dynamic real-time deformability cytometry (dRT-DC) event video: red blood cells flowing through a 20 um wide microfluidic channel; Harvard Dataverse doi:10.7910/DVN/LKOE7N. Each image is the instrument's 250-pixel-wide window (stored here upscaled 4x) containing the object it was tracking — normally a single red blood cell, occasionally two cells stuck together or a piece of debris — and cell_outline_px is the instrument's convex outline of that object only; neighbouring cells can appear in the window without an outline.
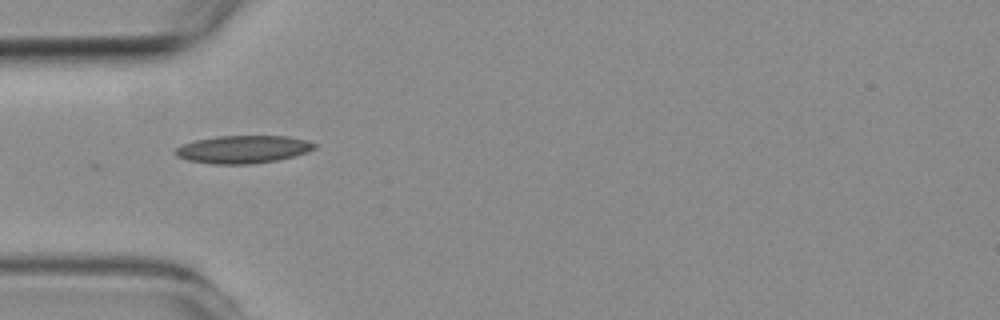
{"species": "common noctule bat (a hibernating species)", "species_latin": "Nyctalus noctula", "temperature_condition": "room temperature", "stored_images_in_passage": 3, "camera_frame_rate_fps": 3000, "um_per_image_px": 0.085, "animal": {"sex": "female", "body_mass_g": 19.3, "forearm_length_mm": 54.1}, "frame": {"image": 1, "passage_image": 2, "time_ms": 1.333, "image_size_px": [1000, 320], "cell_outline_px": [[316, 148], [308, 152], [276, 160], [252, 164], [212, 164], [184, 160], [176, 156], [172, 152], [176, 148], [184, 144], [196, 140], [220, 136], [288, 136], [308, 140], [316, 144]], "centroid_in_image_um": [20.64, 12.7], "position_along_channel_um": 64.4, "area_um2": 22.6}}
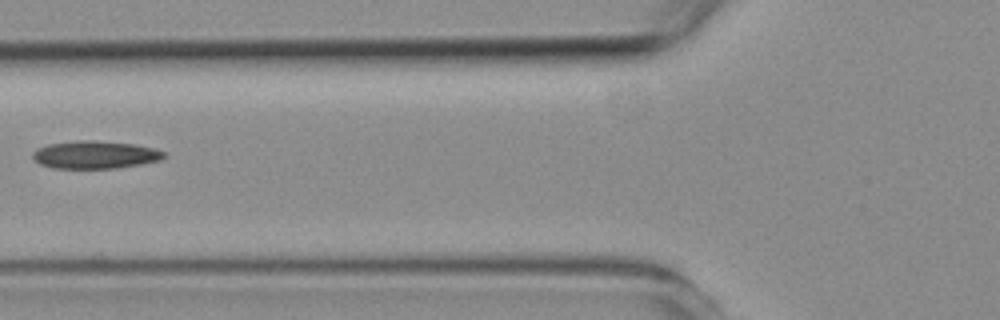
{"frame": {"image": 2, "passage_image": 3, "time_ms": 2.667, "image_size_px": [1000, 320], "cell_outline_px": [[168, 156], [160, 160], [140, 164], [116, 168], [52, 168], [40, 164], [32, 156], [32, 152], [36, 148], [48, 144], [84, 140], [92, 140], [136, 144], [156, 148], [164, 152]], "centroid_in_image_um": [8.11, 13.15], "position_along_channel_um": 117.7, "area_um2": 21.27}}